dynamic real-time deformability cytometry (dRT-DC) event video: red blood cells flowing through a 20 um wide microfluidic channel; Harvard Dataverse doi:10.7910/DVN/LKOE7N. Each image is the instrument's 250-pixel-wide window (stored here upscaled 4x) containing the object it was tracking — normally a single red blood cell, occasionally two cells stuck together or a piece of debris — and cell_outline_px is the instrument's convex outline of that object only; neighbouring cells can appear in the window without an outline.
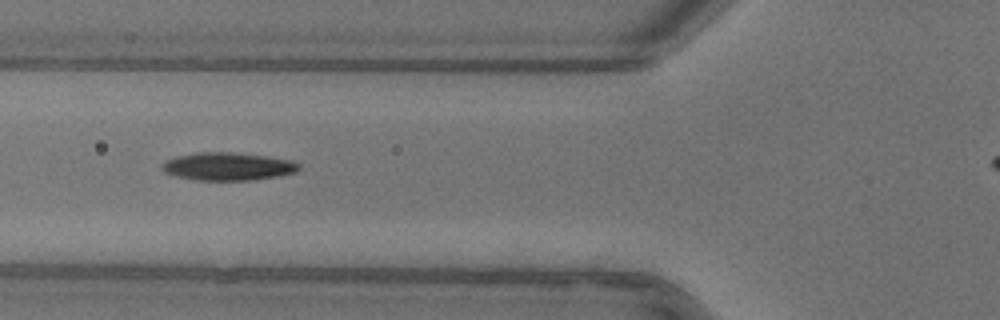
{"species": "common noctule bat (a hibernating species)", "species_latin": "Nyctalus noctula", "temperature_condition": "warm", "stored_images_in_passage": 33, "camera_frame_rate_fps": 3000, "um_per_image_px": 0.085, "animal": {"sex": "female"}, "frame": {"image": 1, "passage_image": 6, "time_ms": 1.667, "image_size_px": [1000, 320], "cell_outline_px": [[300, 168], [296, 172], [276, 176], [252, 180], [196, 180], [176, 176], [164, 172], [160, 168], [160, 164], [176, 156], [196, 152], [232, 152], [264, 156], [292, 160], [300, 164]], "centroid_in_image_um": [19.34, 14.14], "position_along_channel_um": 106.5, "area_um2": 22.25}}